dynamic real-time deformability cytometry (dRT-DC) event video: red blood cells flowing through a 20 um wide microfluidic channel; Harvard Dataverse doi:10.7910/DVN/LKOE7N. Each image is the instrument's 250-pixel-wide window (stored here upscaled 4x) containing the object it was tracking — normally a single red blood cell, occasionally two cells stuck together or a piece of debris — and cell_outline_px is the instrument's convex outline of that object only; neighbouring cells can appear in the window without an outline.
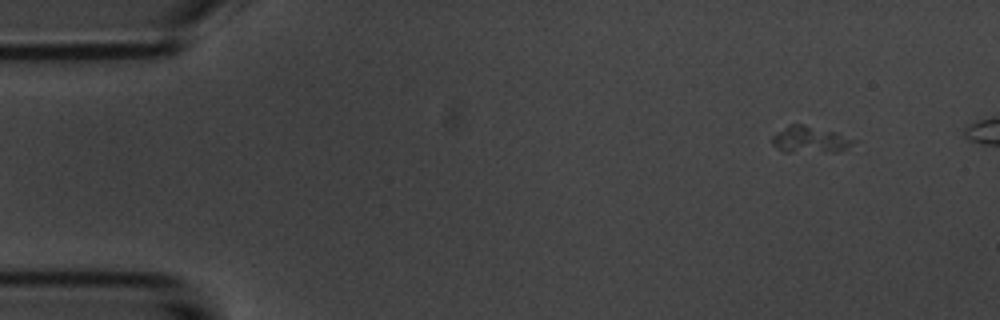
{"species": "common noctule bat (a hibernating species)", "species_latin": "Nyctalus noctula", "temperature_condition": "room temperature", "stored_images_in_passage": 5, "camera_frame_rate_fps": 3000, "um_per_image_px": 0.085, "animal": {"sex": "male", "body_mass_g": 20.1, "forearm_length_mm": 53.5}, "frame": {"image": 1, "passage_image": 1, "time_ms": 0.0, "image_size_px": [1000, 320], "cell_outline_px": [[860, 140], [840, 152], [784, 152], [776, 148], [772, 144], [772, 136], [788, 124], [804, 124], [836, 132]], "centroid_in_image_um": [68.89, 11.87], "position_along_channel_um": 16.1, "area_um2": 12.95}}